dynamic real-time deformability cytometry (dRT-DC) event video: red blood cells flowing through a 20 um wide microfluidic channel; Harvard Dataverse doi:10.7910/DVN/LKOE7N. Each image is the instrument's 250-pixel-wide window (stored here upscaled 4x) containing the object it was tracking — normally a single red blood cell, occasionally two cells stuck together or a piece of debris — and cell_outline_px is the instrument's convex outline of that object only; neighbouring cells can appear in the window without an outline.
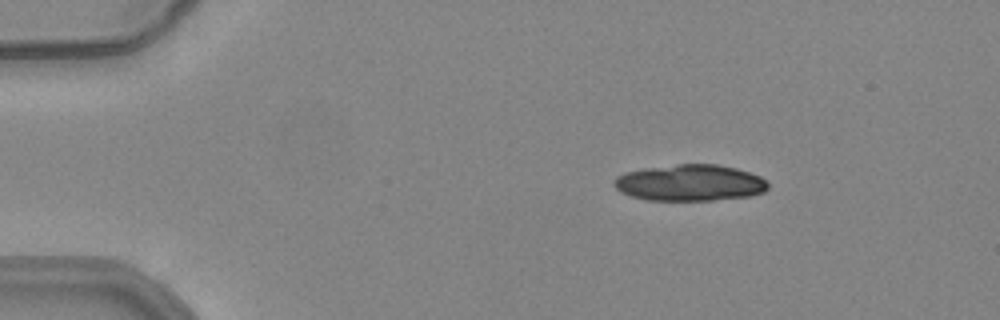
{"species": "common noctule bat (a hibernating species)", "species_latin": "Nyctalus noctula", "temperature_condition": "warm", "stored_images_in_passage": 20, "camera_frame_rate_fps": 3000, "um_per_image_px": 0.085, "animal": {"sex": "female", "body_mass_g": 24.6, "forearm_length_mm": 56.2}, "frame": {"image": 1, "passage_image": 1, "time_ms": 0.0, "image_size_px": [1000, 320], "cell_outline_px": [[768, 188], [764, 192], [752, 196], [712, 200], [644, 200], [620, 192], [612, 184], [612, 180], [616, 176], [624, 172], [648, 168], [676, 164], [716, 164], [736, 168], [760, 176], [768, 184]], "centroid_in_image_um": [58.62, 15.54], "position_along_channel_um": 26.4, "area_um2": 32.77}}